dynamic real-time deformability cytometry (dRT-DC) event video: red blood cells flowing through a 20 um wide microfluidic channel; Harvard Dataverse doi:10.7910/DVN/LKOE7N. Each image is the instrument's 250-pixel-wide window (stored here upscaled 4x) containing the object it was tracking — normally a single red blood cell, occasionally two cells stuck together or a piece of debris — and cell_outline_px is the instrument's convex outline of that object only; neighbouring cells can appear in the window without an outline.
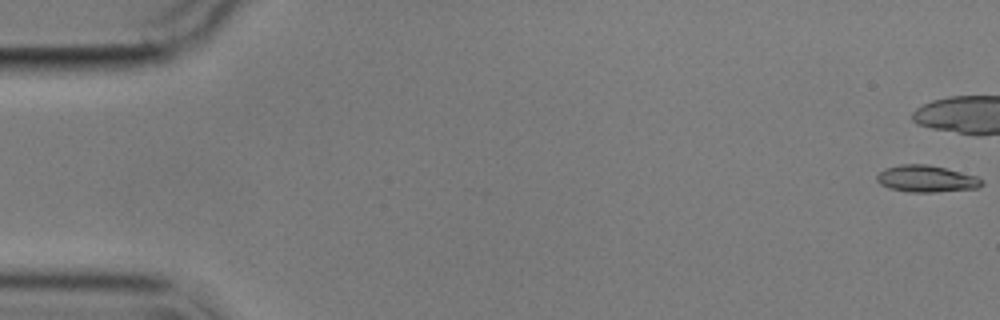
{"species": "common noctule bat (a hibernating species)", "species_latin": "Nyctalus noctula", "temperature_condition": "cold", "stored_images_in_passage": 3, "camera_frame_rate_fps": 3000, "um_per_image_px": 0.085, "animal": {"sex": "male", "body_mass_g": 17.9}, "frame": {"image": 1, "passage_image": 1, "time_ms": 0.0, "image_size_px": [1000, 320], "cell_outline_px": [[984, 184], [980, 188], [936, 192], [908, 192], [888, 188], [880, 184], [876, 180], [876, 176], [884, 168], [900, 164], [928, 164], [976, 176], [984, 180]], "centroid_in_image_um": [78.74, 15.2], "position_along_channel_um": 6.3, "area_um2": 16.53}}